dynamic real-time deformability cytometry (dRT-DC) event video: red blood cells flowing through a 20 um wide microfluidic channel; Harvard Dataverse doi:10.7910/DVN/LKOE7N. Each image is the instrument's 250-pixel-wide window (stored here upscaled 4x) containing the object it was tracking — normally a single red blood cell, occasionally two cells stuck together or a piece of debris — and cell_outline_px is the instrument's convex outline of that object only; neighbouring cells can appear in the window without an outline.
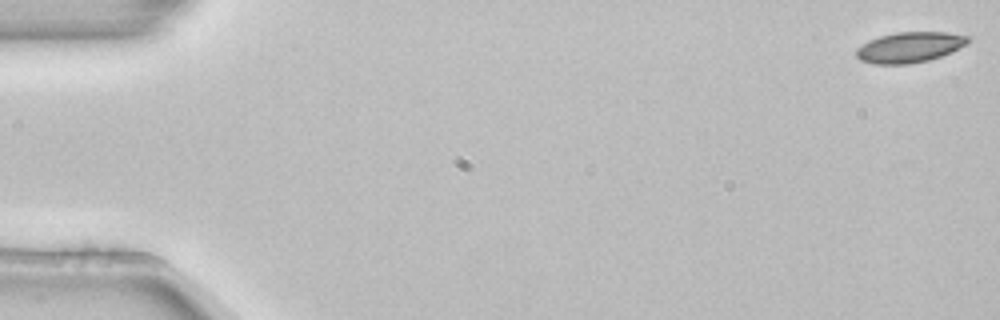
{"species": "common noctule bat (a hibernating species)", "species_latin": "Nyctalus noctula", "temperature_condition": "room temperature", "stored_images_in_passage": 5, "camera_frame_rate_fps": 3000, "um_per_image_px": 0.085, "animal": {"sex": "female", "body_mass_g": 22.7, "forearm_length_mm": 54.2}, "frame": {"image": 1, "passage_image": 1, "time_ms": 0.0, "image_size_px": [1000, 320], "cell_outline_px": [[968, 44], [952, 52], [928, 60], [908, 64], [872, 64], [860, 60], [856, 56], [856, 48], [868, 40], [880, 36], [896, 32], [948, 32], [968, 36]], "centroid_in_image_um": [77.3, 4.02], "position_along_channel_um": 7.7, "area_um2": 19.94}}
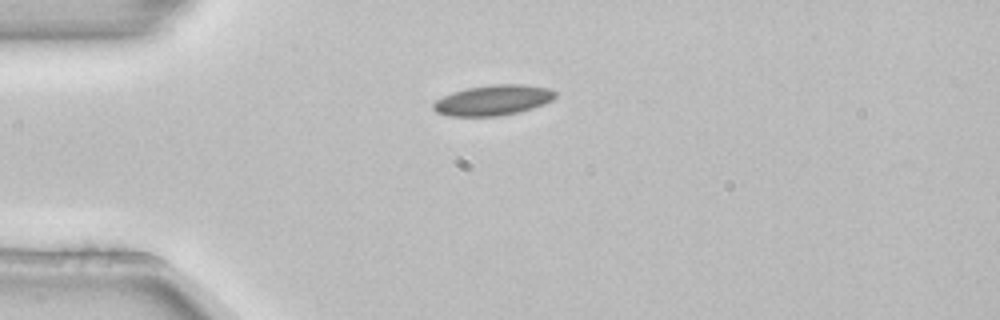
{"frame": {"image": 2, "passage_image": 4, "time_ms": 1.0, "image_size_px": [1000, 320], "cell_outline_px": [[556, 96], [552, 100], [544, 104], [520, 112], [496, 116], [448, 116], [436, 112], [432, 108], [432, 104], [436, 100], [452, 92], [468, 88], [492, 84], [524, 84], [548, 88], [556, 92]], "centroid_in_image_um": [41.91, 8.52], "position_along_channel_um": 43.1, "area_um2": 21.62}}